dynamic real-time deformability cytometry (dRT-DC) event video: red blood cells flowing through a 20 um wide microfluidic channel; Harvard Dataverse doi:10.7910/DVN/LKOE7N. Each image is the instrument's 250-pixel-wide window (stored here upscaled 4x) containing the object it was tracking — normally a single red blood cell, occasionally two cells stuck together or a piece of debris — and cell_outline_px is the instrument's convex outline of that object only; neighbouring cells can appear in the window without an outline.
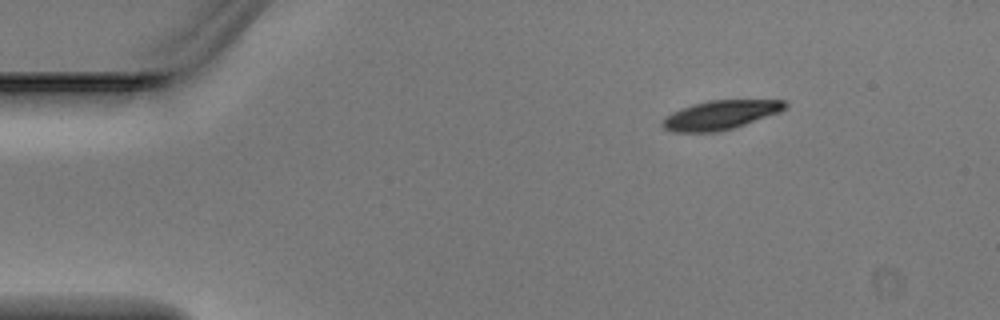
{"species": "Egyptian fruit bat (a non-hibernating species)", "species_latin": "Rousettus aegyptiacus", "temperature_condition": "warm", "stored_images_in_passage": 3, "camera_frame_rate_fps": 3000, "um_per_image_px": 0.085, "animal": {"sex": "male"}, "frame": {"image": 1, "passage_image": 1, "time_ms": 0.0, "image_size_px": [1000, 320], "cell_outline_px": [[788, 108], [780, 112], [732, 128], [716, 132], [672, 132], [664, 128], [660, 124], [664, 116], [680, 108], [692, 104], [708, 100], [784, 100], [788, 104]], "centroid_in_image_um": [61.2, 9.76], "position_along_channel_um": 23.8, "area_um2": 20.87}}